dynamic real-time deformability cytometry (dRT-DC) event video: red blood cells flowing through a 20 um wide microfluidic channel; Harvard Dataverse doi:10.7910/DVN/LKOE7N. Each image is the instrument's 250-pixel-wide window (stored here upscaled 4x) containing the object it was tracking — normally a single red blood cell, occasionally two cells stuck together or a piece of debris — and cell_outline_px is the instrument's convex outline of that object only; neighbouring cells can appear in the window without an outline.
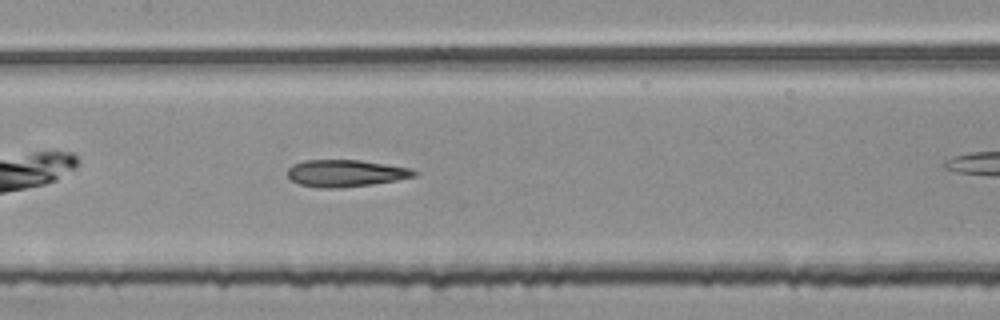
{"species": "common noctule bat (a hibernating species)", "species_latin": "Nyctalus noctula", "temperature_condition": "room temperature", "stored_images_in_passage": 35, "camera_frame_rate_fps": 3000, "um_per_image_px": 0.085, "animal": {"sex": "female", "body_mass_g": 25.1}, "frame": {"image": 1, "passage_image": 11, "time_ms": 3.333, "image_size_px": [1000, 320], "cell_outline_px": [[420, 172], [416, 176], [396, 180], [372, 184], [340, 188], [316, 188], [300, 184], [292, 180], [288, 176], [288, 168], [292, 164], [304, 160], [360, 160], [412, 168]], "centroid_in_image_um": [29.4, 14.72], "position_along_channel_um": 178.0, "area_um2": 20.06}, "authors_computed_cell_mechanics": {"area_um2": 19.8832, "velocity_mm_per_s": 3.7484, "shape_relaxation_time_tau1_ms": null, "shape_relaxation_time_tau2_ms": 4.5112, "deformation_change_tau1": null, "deformation_change_tau2": 0.1647}}